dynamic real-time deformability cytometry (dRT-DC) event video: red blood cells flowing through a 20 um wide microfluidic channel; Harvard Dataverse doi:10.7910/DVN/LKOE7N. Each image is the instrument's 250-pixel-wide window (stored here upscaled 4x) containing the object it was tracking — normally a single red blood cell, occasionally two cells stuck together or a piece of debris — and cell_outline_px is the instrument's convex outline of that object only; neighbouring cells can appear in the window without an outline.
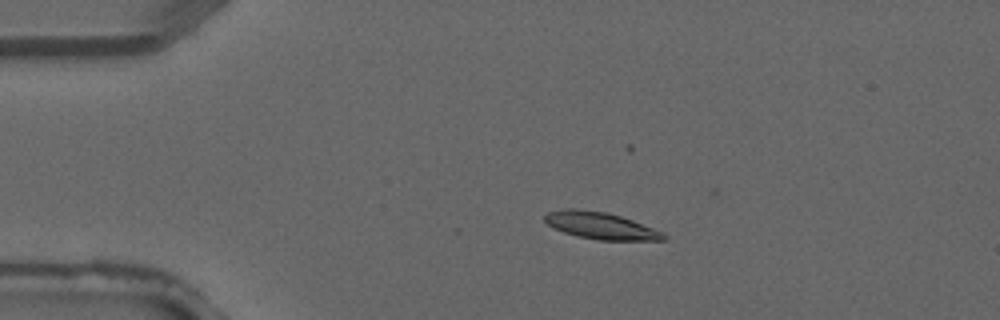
{"species": "common noctule bat (a hibernating species)", "species_latin": "Nyctalus noctula", "temperature_condition": "warm", "stored_images_in_passage": 3, "camera_frame_rate_fps": 3000, "um_per_image_px": 0.085, "animal": {"sex": "male", "forearm_length_mm": 52.5}, "frame": {"image": 1, "passage_image": 2, "time_ms": 0.333, "image_size_px": [1000, 320], "cell_outline_px": [[668, 236], [664, 240], [600, 240], [576, 236], [552, 228], [544, 220], [544, 216], [548, 212], [564, 208], [576, 208], [608, 212], [632, 220], [652, 228]], "centroid_in_image_um": [51.0, 19.17], "position_along_channel_um": 34.0, "area_um2": 18.61}}